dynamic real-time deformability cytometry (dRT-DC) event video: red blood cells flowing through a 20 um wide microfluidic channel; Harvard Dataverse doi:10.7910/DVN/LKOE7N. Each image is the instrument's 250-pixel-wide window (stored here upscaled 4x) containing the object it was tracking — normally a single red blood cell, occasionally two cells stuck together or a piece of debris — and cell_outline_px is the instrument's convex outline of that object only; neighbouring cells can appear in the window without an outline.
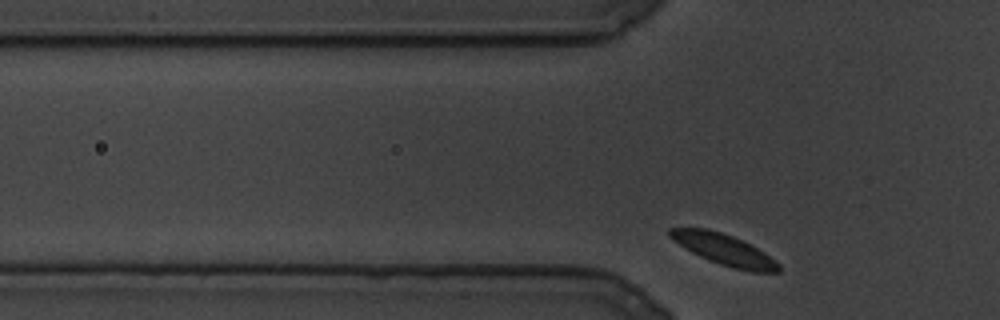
{"species": "common noctule bat (a hibernating species)", "species_latin": "Nyctalus noctula", "temperature_condition": "cold", "stored_images_in_passage": 70, "camera_frame_rate_fps": 3000, "um_per_image_px": 0.085, "animal": {"sex": "male", "body_mass_g": 19.5, "forearm_length_mm": 54.6}, "frame": {"image": 1, "passage_image": 4, "time_ms": 1.0, "image_size_px": [1000, 320], "cell_outline_px": [[780, 272], [752, 272], [732, 268], [720, 264], [700, 256], [692, 252], [672, 240], [668, 236], [668, 228], [704, 228], [720, 232], [732, 236], [764, 252], [776, 260], [780, 264]], "centroid_in_image_um": [61.54, 21.22], "position_along_channel_um": 64.3, "area_um2": 19.42}}
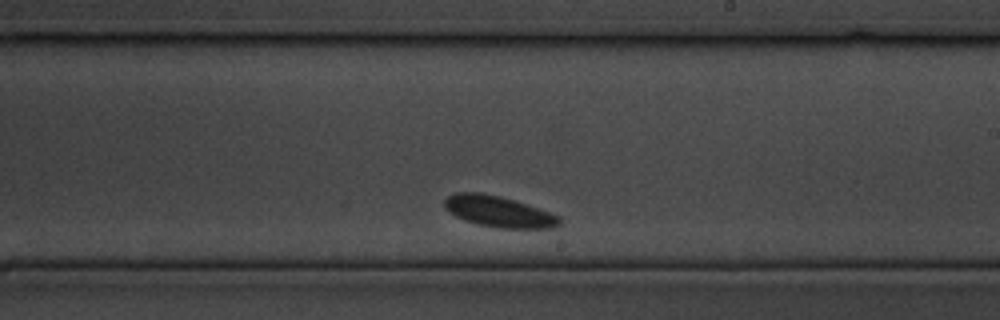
{"frame": {"image": 2, "passage_image": 41, "time_ms": 13.333, "image_size_px": [1000, 320], "cell_outline_px": [[560, 224], [552, 228], [500, 228], [480, 224], [464, 220], [456, 216], [444, 208], [444, 200], [448, 196], [456, 192], [480, 192], [500, 196], [560, 216]], "centroid_in_image_um": [42.34, 17.98], "position_along_channel_um": 246.7, "area_um2": 20.46}}
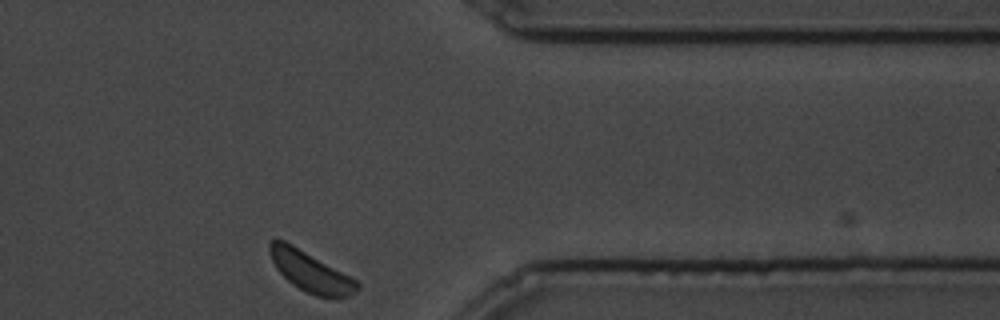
{"frame": {"image": 3, "passage_image": 70, "time_ms": 23.0, "image_size_px": [1000, 320], "cell_outline_px": [[360, 288], [356, 292], [348, 296], [316, 296], [292, 284], [276, 268], [268, 252], [268, 244], [272, 240], [284, 240], [292, 244], [356, 280], [360, 284]], "centroid_in_image_um": [26.36, 23.07], "position_along_channel_um": 385.0, "area_um2": 19.94}}